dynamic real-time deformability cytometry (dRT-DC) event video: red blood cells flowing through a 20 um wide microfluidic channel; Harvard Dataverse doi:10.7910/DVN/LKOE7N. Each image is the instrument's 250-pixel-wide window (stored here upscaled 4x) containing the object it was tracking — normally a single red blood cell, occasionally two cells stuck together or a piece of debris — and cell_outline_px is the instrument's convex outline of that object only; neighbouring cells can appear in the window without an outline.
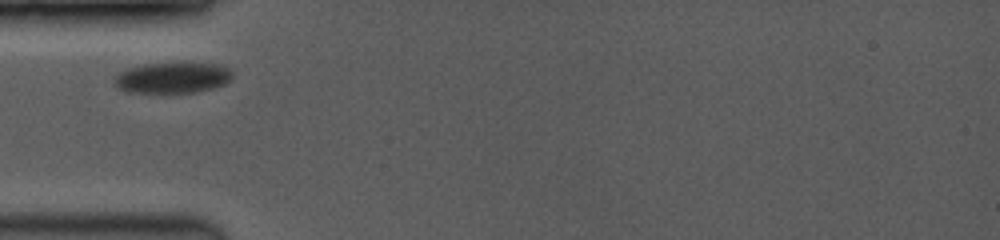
{"species": "common noctule bat (a hibernating species)", "species_latin": "Nyctalus noctula", "temperature_condition": "room temperature", "stored_images_in_passage": 3, "camera_frame_rate_fps": 3500, "um_per_image_px": 0.085, "animal": {"sex": "female", "body_mass_g": 19.0, "forearm_length_mm": 53.3}, "frame": {"image": 1, "passage_image": 1, "time_ms": 0.0, "image_size_px": [1000, 240], "cell_outline_px": [[232, 80], [224, 84], [212, 88], [196, 92], [124, 92], [116, 84], [116, 76], [120, 72], [128, 68], [144, 64], [216, 64], [228, 68], [232, 72]], "centroid_in_image_um": [14.69, 6.62], "position_along_channel_um": 70.3, "area_um2": 20.69}}
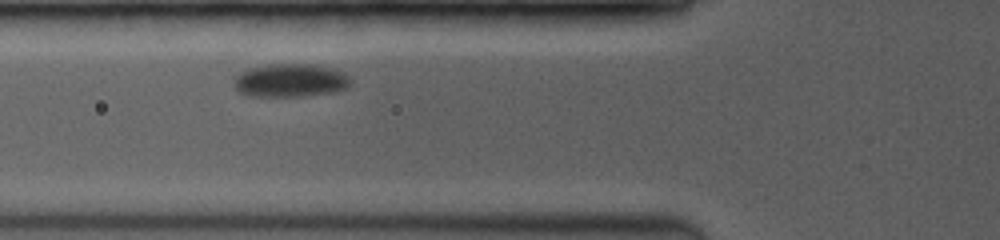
{"frame": {"image": 2, "passage_image": 2, "time_ms": 0.857, "image_size_px": [1000, 240], "cell_outline_px": [[352, 80], [348, 88], [336, 92], [300, 96], [248, 96], [240, 92], [236, 88], [236, 76], [240, 72], [252, 68], [268, 64], [308, 64], [332, 68], [344, 72]], "centroid_in_image_um": [24.74, 6.84], "position_along_channel_um": 101.1, "area_um2": 22.54}}
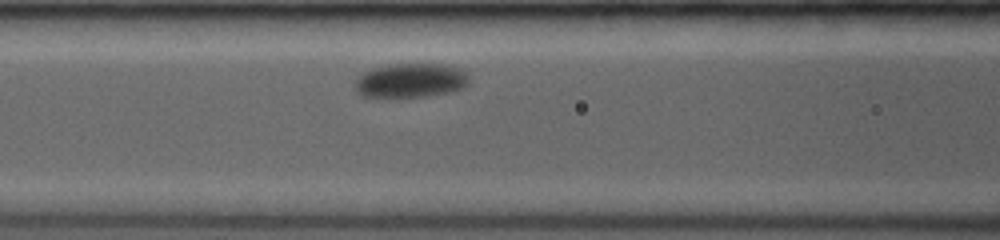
{"frame": {"image": 3, "passage_image": 3, "time_ms": 1.714, "image_size_px": [1000, 240], "cell_outline_px": [[468, 84], [464, 88], [452, 92], [424, 96], [360, 96], [356, 92], [356, 80], [364, 72], [372, 68], [388, 64], [444, 64], [456, 68], [464, 72], [468, 80]], "centroid_in_image_um": [34.9, 6.83], "position_along_channel_um": 131.7, "area_um2": 22.48}}